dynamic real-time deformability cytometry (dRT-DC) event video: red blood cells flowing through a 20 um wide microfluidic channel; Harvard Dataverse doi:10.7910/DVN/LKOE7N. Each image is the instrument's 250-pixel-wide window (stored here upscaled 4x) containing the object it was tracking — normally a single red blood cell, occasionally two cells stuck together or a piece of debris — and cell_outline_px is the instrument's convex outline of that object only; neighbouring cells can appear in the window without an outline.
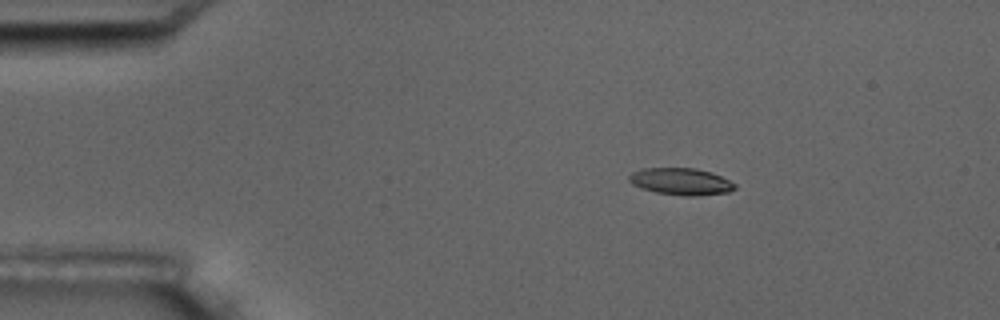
{"species": "common noctule bat (a hibernating species)", "species_latin": "Nyctalus noctula", "temperature_condition": "room temperature", "stored_images_in_passage": 4, "camera_frame_rate_fps": 3000, "um_per_image_px": 0.085, "animal": {"sex": "male", "body_mass_g": 17.5, "forearm_length_mm": 52.3}, "frame": {"image": 1, "passage_image": 2, "time_ms": 1.333, "image_size_px": [1000, 320], "cell_outline_px": [[736, 188], [728, 192], [696, 196], [684, 196], [656, 192], [632, 184], [628, 180], [628, 176], [632, 172], [644, 168], [696, 168], [712, 172], [736, 184]], "centroid_in_image_um": [57.89, 15.42], "position_along_channel_um": 27.1, "area_um2": 16.53}}